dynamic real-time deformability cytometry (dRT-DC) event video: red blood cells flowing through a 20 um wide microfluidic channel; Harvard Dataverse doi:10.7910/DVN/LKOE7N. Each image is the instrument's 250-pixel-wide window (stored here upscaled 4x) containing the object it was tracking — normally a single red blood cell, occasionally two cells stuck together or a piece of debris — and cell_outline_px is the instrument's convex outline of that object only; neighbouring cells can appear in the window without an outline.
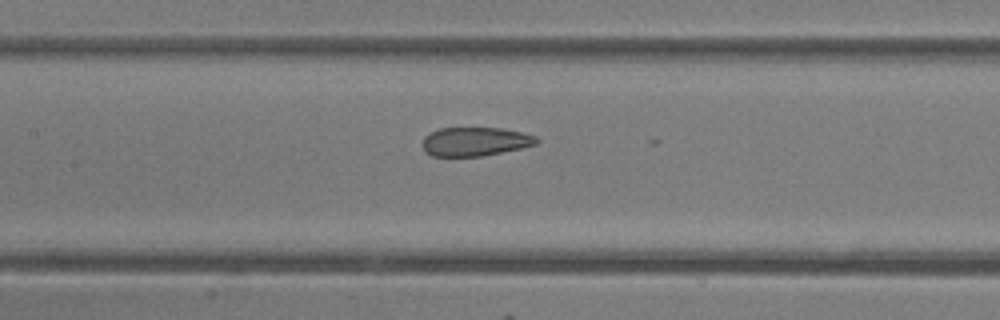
{"species": "common noctule bat (a hibernating species)", "species_latin": "Nyctalus noctula", "temperature_condition": "room temperature", "stored_images_in_passage": 25, "camera_frame_rate_fps": 3000, "um_per_image_px": 0.085, "animal": {"sex": "female"}, "frame": {"image": 1, "passage_image": 21, "time_ms": 6.667, "image_size_px": [1000, 320], "cell_outline_px": [[540, 140], [536, 144], [520, 148], [480, 156], [432, 156], [424, 152], [424, 136], [440, 128], [504, 128], [536, 136]], "centroid_in_image_um": [40.38, 12.03], "position_along_channel_um": 167.0, "area_um2": 18.96}}
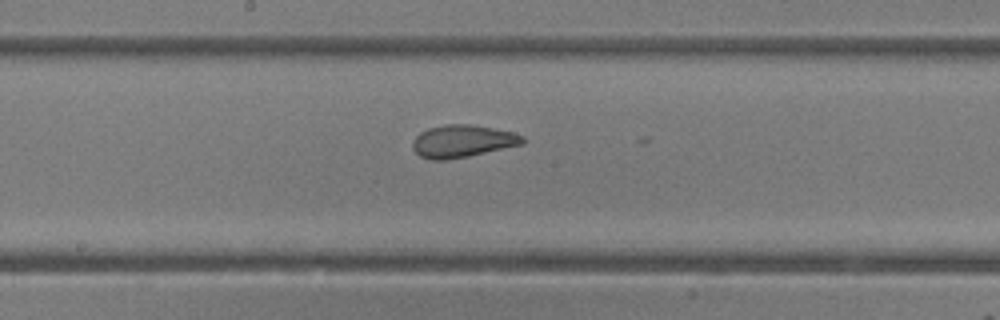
{"frame": {"image": 2, "passage_image": 24, "time_ms": 7.667, "image_size_px": [1000, 320], "cell_outline_px": [[524, 144], [468, 156], [448, 160], [432, 160], [420, 156], [412, 148], [412, 140], [420, 132], [428, 128], [444, 124], [468, 124], [492, 128], [512, 132], [524, 136]], "centroid_in_image_um": [39.28, 12.0], "position_along_channel_um": 208.9, "area_um2": 20.81}}